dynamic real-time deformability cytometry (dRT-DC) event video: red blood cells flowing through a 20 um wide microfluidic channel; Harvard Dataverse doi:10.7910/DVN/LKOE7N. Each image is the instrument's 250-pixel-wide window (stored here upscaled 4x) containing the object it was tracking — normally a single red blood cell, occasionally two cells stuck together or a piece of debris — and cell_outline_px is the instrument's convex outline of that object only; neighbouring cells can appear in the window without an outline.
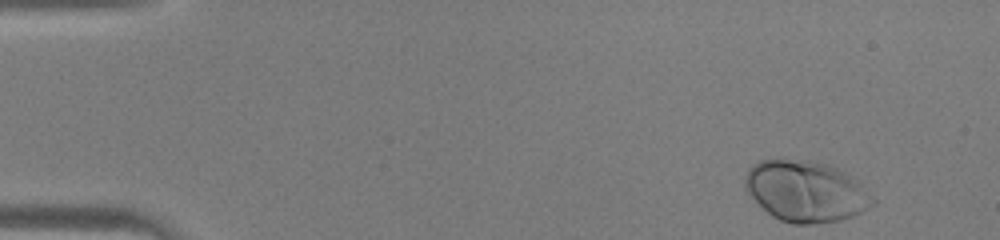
{"species": "human", "species_latin": "Homo sapiens", "temperature_condition": "warm", "stored_images_in_passage": 42, "camera_frame_rate_fps": 3000, "um_per_image_px": 0.085, "donor": {"sex": "male"}, "frame": {"image": 1, "passage_image": 1, "time_ms": 0.0, "image_size_px": [1000, 240], "cell_outline_px": [[876, 204], [852, 216], [840, 220], [812, 224], [792, 224], [780, 220], [772, 216], [744, 188], [744, 176], [748, 168], [752, 164], [760, 160], [776, 156], [780, 156], [812, 160], [828, 164], [852, 176], [876, 200]], "centroid_in_image_um": [68.46, 16.2], "position_along_channel_um": 16.5, "area_um2": 46.07}}
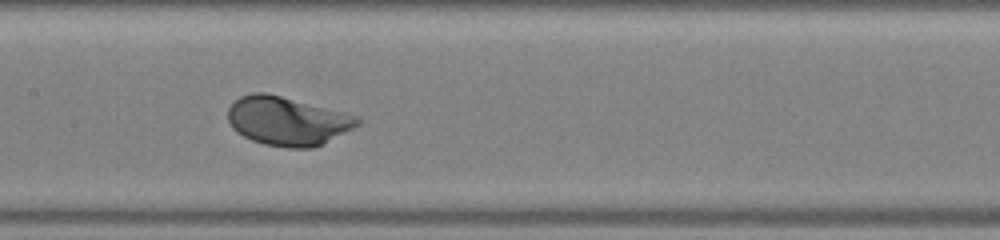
{"frame": {"image": 2, "passage_image": 20, "time_ms": 6.333, "image_size_px": [1000, 240], "cell_outline_px": [[360, 124], [312, 148], [288, 148], [264, 144], [252, 140], [236, 132], [232, 128], [228, 120], [228, 108], [240, 96], [252, 92], [264, 92], [360, 116]], "centroid_in_image_um": [24.39, 10.28], "position_along_channel_um": 183.0, "area_um2": 36.41}}
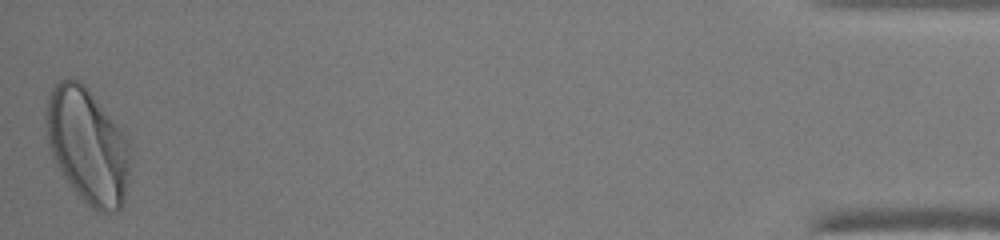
{"frame": {"image": 3, "passage_image": 42, "time_ms": 13.667, "image_size_px": [1000, 240], "cell_outline_px": [[132, 164], [124, 200], [120, 208], [116, 212], [100, 212], [92, 208], [76, 196], [56, 164], [48, 144], [44, 116], [44, 112], [48, 92], [60, 80], [80, 80], [84, 84], [120, 128], [128, 140]], "centroid_in_image_um": [7.44, 12.42], "position_along_channel_um": 427.8, "area_um2": 57.11}}